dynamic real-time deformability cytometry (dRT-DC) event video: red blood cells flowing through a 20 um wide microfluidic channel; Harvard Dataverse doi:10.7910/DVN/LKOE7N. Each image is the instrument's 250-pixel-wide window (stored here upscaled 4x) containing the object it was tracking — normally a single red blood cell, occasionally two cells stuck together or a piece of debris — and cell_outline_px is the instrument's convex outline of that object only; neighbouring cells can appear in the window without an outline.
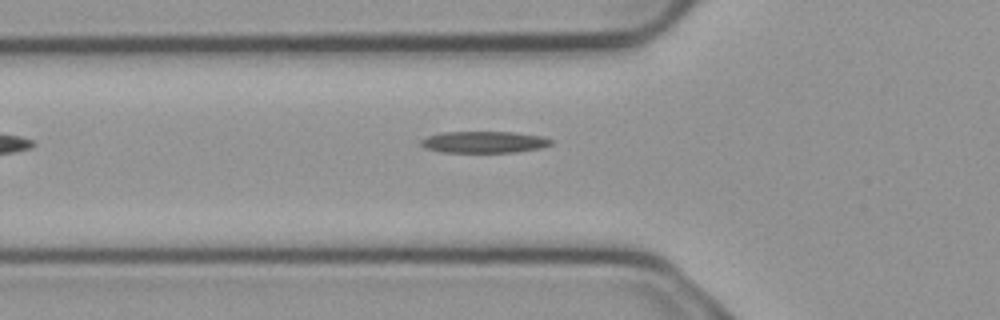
{"species": "common noctule bat (a hibernating species)", "species_latin": "Nyctalus noctula", "temperature_condition": "cold", "stored_images_in_passage": 2, "camera_frame_rate_fps": 3000, "um_per_image_px": 0.085, "animal": {"sex": "male", "body_mass_g": 23.1, "forearm_length_mm": 52.7}, "frame": {"image": 1, "passage_image": 2, "time_ms": 0.333, "image_size_px": [1000, 320], "cell_outline_px": [[552, 144], [540, 148], [516, 152], [444, 152], [428, 148], [420, 144], [420, 140], [428, 136], [444, 132], [516, 132], [540, 136], [552, 140]], "centroid_in_image_um": [41.17, 12.07], "position_along_channel_um": 84.6, "area_um2": 16.18}}